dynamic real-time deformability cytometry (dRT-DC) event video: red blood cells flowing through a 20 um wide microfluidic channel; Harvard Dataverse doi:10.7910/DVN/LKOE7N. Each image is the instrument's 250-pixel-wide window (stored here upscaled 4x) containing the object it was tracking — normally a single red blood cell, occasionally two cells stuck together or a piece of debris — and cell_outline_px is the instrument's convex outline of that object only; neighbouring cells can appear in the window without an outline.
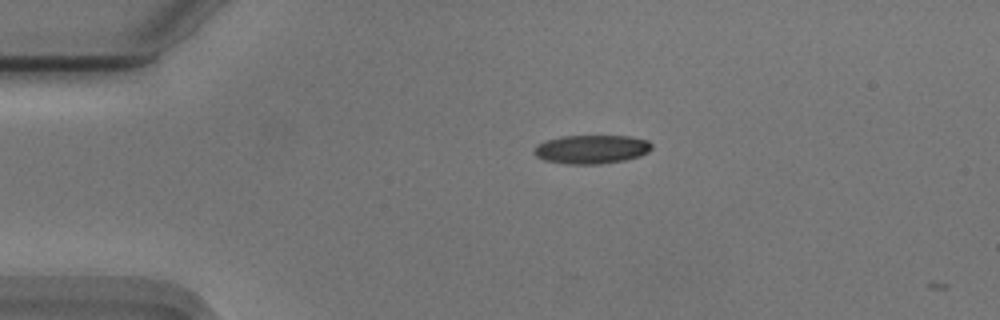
{"species": "Egyptian fruit bat (a non-hibernating species)", "species_latin": "Rousettus aegyptiacus", "temperature_condition": "cold", "stored_images_in_passage": 45, "camera_frame_rate_fps": 3000, "um_per_image_px": 0.085, "animal": {"sex": "male"}, "frame": {"image": 1, "passage_image": 1, "time_ms": 0.0, "image_size_px": [1000, 320], "cell_outline_px": [[652, 148], [648, 152], [640, 156], [624, 160], [600, 164], [568, 164], [544, 160], [536, 156], [532, 152], [532, 148], [536, 144], [544, 140], [560, 136], [632, 136], [648, 140], [652, 144]], "centroid_in_image_um": [50.24, 12.68], "position_along_channel_um": 34.8, "area_um2": 20.0}}
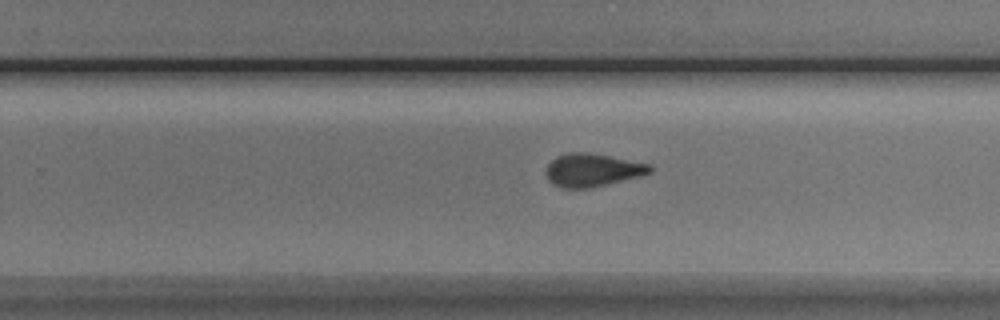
{"frame": {"image": 2, "passage_image": 24, "time_ms": 7.667, "image_size_px": [1000, 320], "cell_outline_px": [[652, 172], [640, 176], [588, 188], [560, 188], [552, 184], [548, 180], [544, 172], [548, 164], [556, 156], [568, 152], [584, 152], [608, 156], [652, 164]], "centroid_in_image_um": [50.31, 14.45], "position_along_channel_um": 279.5, "area_um2": 20.0}}
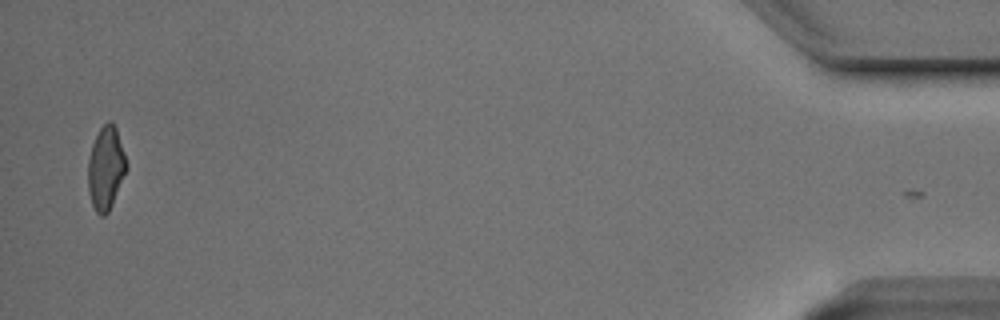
{"frame": {"image": 3, "passage_image": 43, "time_ms": 14.0, "image_size_px": [1000, 320], "cell_outline_px": [[128, 168], [112, 204], [108, 212], [104, 216], [100, 216], [96, 212], [92, 204], [88, 192], [88, 160], [92, 144], [100, 128], [108, 120], [112, 120], [116, 128], [128, 164]], "centroid_in_image_um": [9.0, 14.29], "position_along_channel_um": 426.2, "area_um2": 18.73}, "authors_computed_cell_mechanics": {"area_um2": 19.9988, "velocity_mm_per_s": 3.7387, "shape_relaxation_time_tau1_ms": 5.1785, "shape_relaxation_time_tau2_ms": 2.3084, "deformation_change_tau1": 0.1436, "deformation_change_tau2": 0.0815}}